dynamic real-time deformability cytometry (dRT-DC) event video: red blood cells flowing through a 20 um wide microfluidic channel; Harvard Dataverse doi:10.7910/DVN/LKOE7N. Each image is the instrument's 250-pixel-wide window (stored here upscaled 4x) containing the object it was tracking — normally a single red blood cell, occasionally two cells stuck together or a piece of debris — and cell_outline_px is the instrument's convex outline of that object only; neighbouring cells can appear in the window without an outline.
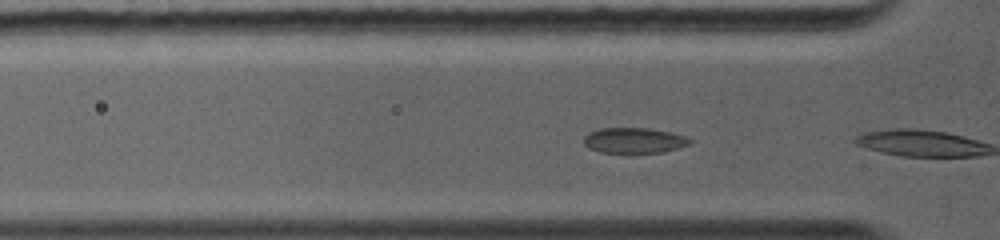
{"species": "common noctule bat (a hibernating species)", "species_latin": "Nyctalus noctula", "temperature_condition": "warm", "stored_images_in_passage": 4, "camera_frame_rate_fps": 5000, "um_per_image_px": 0.085, "animal": {"sex": "female", "body_mass_g": 19.0, "forearm_length_mm": 56.7}, "frame": {"image": 1, "passage_image": 3, "time_ms": 0.4, "image_size_px": [1000, 240], "cell_outline_px": [[692, 140], [688, 144], [676, 148], [660, 152], [636, 156], [632, 156], [600, 152], [588, 148], [584, 144], [584, 136], [588, 132], [600, 128], [648, 128], [672, 132], [688, 136]], "centroid_in_image_um": [53.86, 11.98], "position_along_channel_um": 71.9, "area_um2": 16.59}}